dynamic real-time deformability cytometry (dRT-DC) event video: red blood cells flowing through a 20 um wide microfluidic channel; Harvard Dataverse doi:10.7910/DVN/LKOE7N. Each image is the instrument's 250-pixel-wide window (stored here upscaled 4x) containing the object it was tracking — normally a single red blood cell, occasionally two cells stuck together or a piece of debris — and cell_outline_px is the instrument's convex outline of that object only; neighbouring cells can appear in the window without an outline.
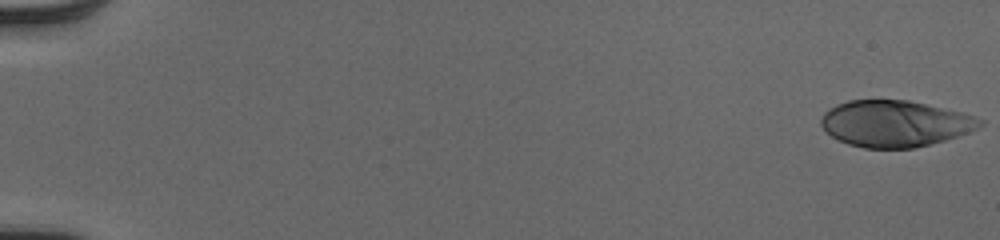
{"species": "human", "species_latin": "Homo sapiens", "temperature_condition": "cold", "stored_images_in_passage": 52, "camera_frame_rate_fps": 3000, "um_per_image_px": 0.085, "donor": {"sex": "male"}, "frame": {"image": 1, "passage_image": 1, "time_ms": 0.0, "image_size_px": [1000, 240], "cell_outline_px": [[984, 124], [968, 132], [944, 140], [912, 148], [864, 148], [848, 144], [832, 136], [820, 124], [820, 120], [824, 112], [828, 108], [836, 104], [848, 100], [908, 100], [960, 112], [976, 116], [984, 120]], "centroid_in_image_um": [76.05, 10.49], "position_along_channel_um": 9.0, "area_um2": 42.66}}
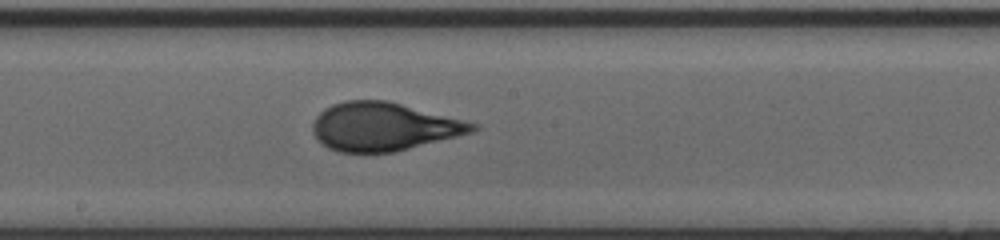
{"frame": {"image": 2, "passage_image": 30, "time_ms": 9.667, "image_size_px": [1000, 240], "cell_outline_px": [[480, 128], [476, 132], [392, 152], [340, 152], [328, 148], [316, 140], [312, 132], [312, 124], [316, 116], [324, 108], [332, 104], [344, 100], [388, 100], [480, 124]], "centroid_in_image_um": [32.61, 10.76], "position_along_channel_um": 215.6, "area_um2": 45.32}}
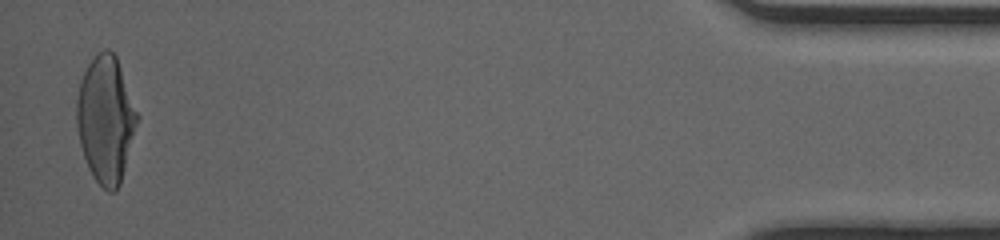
{"frame": {"image": 3, "passage_image": 51, "time_ms": 16.667, "image_size_px": [1000, 240], "cell_outline_px": [[140, 116], [120, 184], [112, 192], [108, 192], [92, 176], [88, 168], [80, 144], [76, 124], [76, 100], [80, 80], [92, 56], [96, 52], [104, 48], [108, 48], [116, 56]], "centroid_in_image_um": [8.98, 10.1], "position_along_channel_um": 426.2, "area_um2": 44.97}, "authors_computed_cell_mechanics": {"area_um2": 43.7546, "velocity_mm_per_s": 4.1025, "shape_relaxation_time_tau1_ms": 4.206, "shape_relaxation_time_tau2_ms": null, "deformation_change_tau1": 0.2091, "deformation_change_tau2": null}}